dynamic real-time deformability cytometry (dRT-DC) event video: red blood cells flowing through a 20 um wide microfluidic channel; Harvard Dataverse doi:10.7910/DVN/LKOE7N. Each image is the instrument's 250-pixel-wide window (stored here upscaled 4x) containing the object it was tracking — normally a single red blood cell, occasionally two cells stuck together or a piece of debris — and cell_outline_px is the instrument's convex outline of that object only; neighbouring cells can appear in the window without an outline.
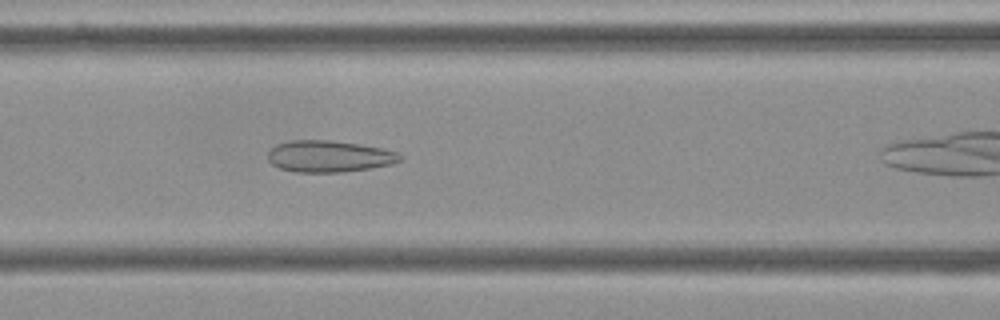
{"species": "Egyptian fruit bat (a non-hibernating species)", "species_latin": "Rousettus aegyptiacus", "temperature_condition": "cold", "stored_images_in_passage": 38, "camera_frame_rate_fps": 3000, "um_per_image_px": 0.085, "frame": {"image": 1, "passage_image": 16, "time_ms": 5.0, "image_size_px": [1000, 320], "cell_outline_px": [[404, 160], [392, 164], [344, 172], [296, 172], [280, 168], [272, 164], [268, 160], [268, 152], [276, 144], [292, 140], [332, 140], [360, 144], [380, 148], [396, 152], [404, 156]], "centroid_in_image_um": [27.99, 13.28], "position_along_channel_um": 138.6, "area_um2": 24.39}}
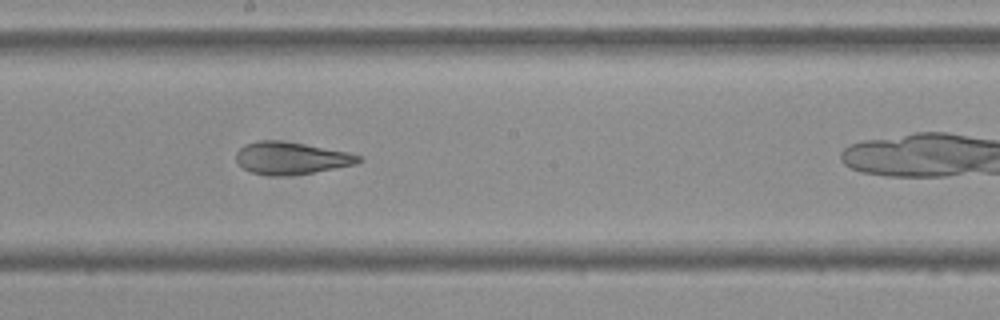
{"frame": {"image": 2, "passage_image": 23, "time_ms": 7.333, "image_size_px": [1000, 320], "cell_outline_px": [[364, 160], [356, 164], [312, 172], [276, 176], [272, 176], [252, 172], [244, 168], [236, 160], [236, 152], [244, 144], [256, 140], [280, 140], [304, 144], [348, 152], [364, 156]], "centroid_in_image_um": [24.76, 13.42], "position_along_channel_um": 223.4, "area_um2": 22.95}}
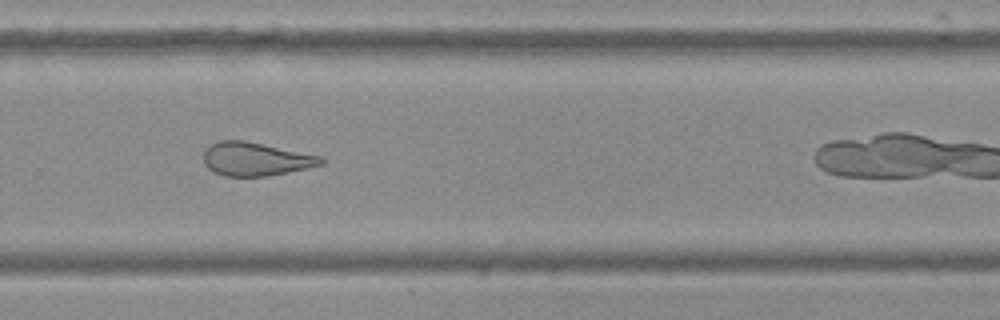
{"frame": {"image": 3, "passage_image": 30, "time_ms": 9.667, "image_size_px": [1000, 320], "cell_outline_px": [[324, 164], [308, 168], [268, 176], [224, 176], [208, 168], [204, 164], [204, 152], [212, 144], [220, 140], [244, 140], [324, 156]], "centroid_in_image_um": [21.78, 13.52], "position_along_channel_um": 308.0, "area_um2": 22.95}}